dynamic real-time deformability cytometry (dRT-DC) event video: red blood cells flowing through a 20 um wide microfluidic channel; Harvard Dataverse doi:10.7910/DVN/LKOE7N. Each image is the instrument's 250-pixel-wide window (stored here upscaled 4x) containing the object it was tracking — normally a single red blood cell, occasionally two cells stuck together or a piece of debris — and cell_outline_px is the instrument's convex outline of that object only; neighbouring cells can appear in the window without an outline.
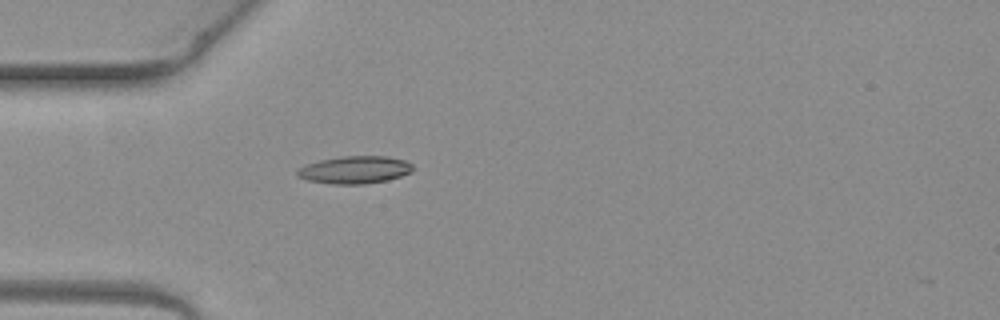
{"species": "common noctule bat (a hibernating species)", "species_latin": "Nyctalus noctula", "temperature_condition": "warm", "stored_images_in_passage": 5, "camera_frame_rate_fps": 3000, "um_per_image_px": 0.085, "animal": {"sex": "female", "body_mass_g": 19.3, "forearm_length_mm": 54.1}, "frame": {"image": 1, "passage_image": 5, "time_ms": 1.333, "image_size_px": [1000, 320], "cell_outline_px": [[412, 172], [388, 180], [364, 184], [332, 184], [308, 180], [296, 176], [296, 172], [304, 164], [320, 160], [340, 156], [388, 156], [404, 160], [412, 164]], "centroid_in_image_um": [30.14, 14.43], "position_along_channel_um": 54.9, "area_um2": 18.61}}